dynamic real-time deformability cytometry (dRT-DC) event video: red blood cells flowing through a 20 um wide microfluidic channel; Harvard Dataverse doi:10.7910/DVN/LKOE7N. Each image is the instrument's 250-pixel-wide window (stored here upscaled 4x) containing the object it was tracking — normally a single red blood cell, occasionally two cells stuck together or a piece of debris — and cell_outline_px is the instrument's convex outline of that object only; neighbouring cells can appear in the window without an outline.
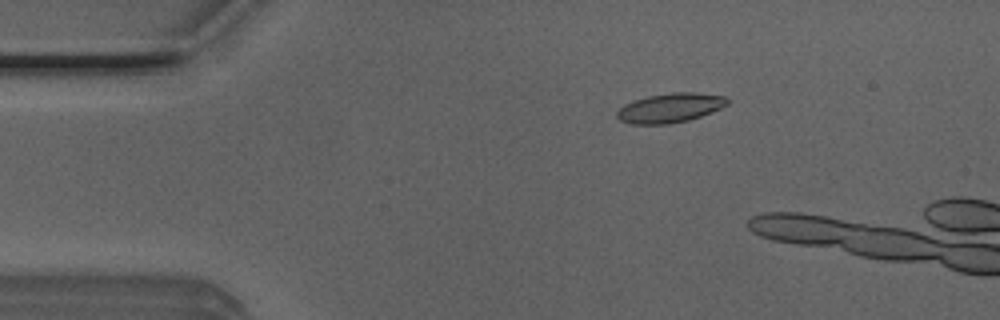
{"species": "Egyptian fruit bat (a non-hibernating species)", "species_latin": "Rousettus aegyptiacus", "temperature_condition": "room temperature", "stored_images_in_passage": 4, "camera_frame_rate_fps": 3000, "um_per_image_px": 0.085, "animal": {"sex": "male"}, "frame": {"image": 1, "passage_image": 1, "time_ms": 0.0, "image_size_px": [1000, 320], "cell_outline_px": [[728, 104], [720, 108], [700, 116], [688, 120], [668, 124], [628, 124], [620, 120], [616, 116], [616, 112], [624, 104], [632, 100], [648, 96], [672, 92], [696, 92], [724, 96], [728, 100]], "centroid_in_image_um": [56.91, 9.17], "position_along_channel_um": 28.1, "area_um2": 18.9}}